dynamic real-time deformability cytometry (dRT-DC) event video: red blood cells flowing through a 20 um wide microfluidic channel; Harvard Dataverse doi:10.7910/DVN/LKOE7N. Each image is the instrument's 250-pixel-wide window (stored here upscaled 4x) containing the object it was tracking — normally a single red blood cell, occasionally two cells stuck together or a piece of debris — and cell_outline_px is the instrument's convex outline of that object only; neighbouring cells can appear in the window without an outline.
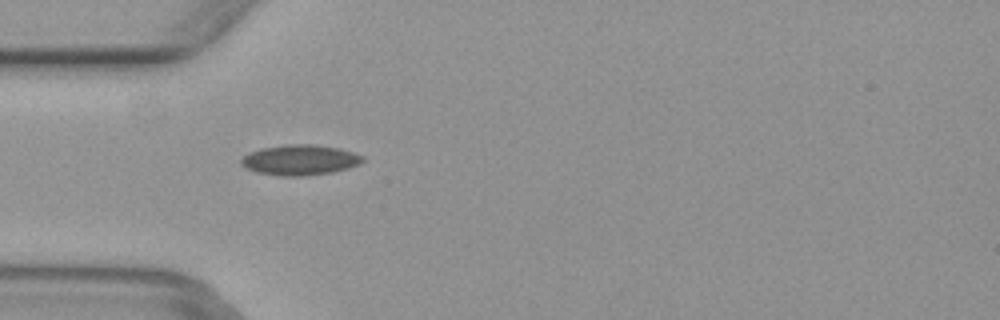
{"species": "common noctule bat (a hibernating species)", "species_latin": "Nyctalus noctula", "temperature_condition": "warm", "stored_images_in_passage": 2, "camera_frame_rate_fps": 3000, "um_per_image_px": 0.085, "animal": {"sex": "female", "body_mass_g": 29.2, "forearm_length_mm": 56.3}, "frame": {"image": 1, "passage_image": 1, "time_ms": 0.0, "image_size_px": [1000, 320], "cell_outline_px": [[364, 160], [360, 164], [348, 168], [332, 172], [304, 176], [280, 176], [256, 172], [244, 168], [240, 164], [240, 160], [248, 152], [260, 148], [288, 144], [316, 144], [340, 148], [364, 156]], "centroid_in_image_um": [25.47, 13.59], "position_along_channel_um": 59.5, "area_um2": 21.79}}